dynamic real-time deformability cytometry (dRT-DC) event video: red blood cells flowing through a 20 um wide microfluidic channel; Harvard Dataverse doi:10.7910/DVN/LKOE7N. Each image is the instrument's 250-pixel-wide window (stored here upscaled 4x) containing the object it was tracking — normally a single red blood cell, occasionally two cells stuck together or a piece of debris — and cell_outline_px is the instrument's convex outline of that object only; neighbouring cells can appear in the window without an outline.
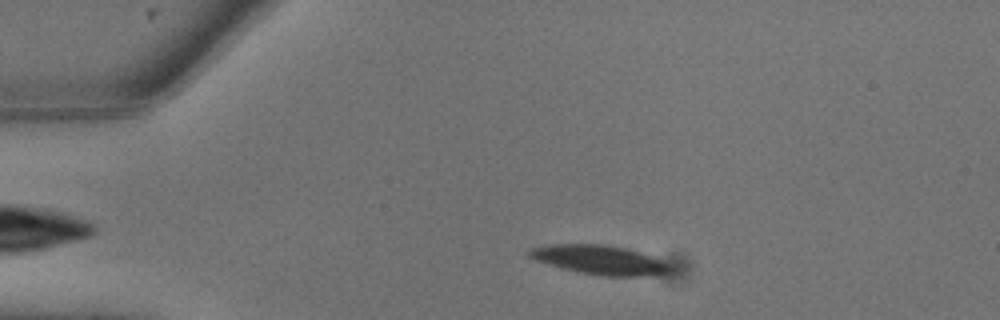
{"species": "common noctule bat (a hibernating species)", "species_latin": "Nyctalus noctula", "temperature_condition": "warm", "stored_images_in_passage": 8, "camera_frame_rate_fps": 3000, "um_per_image_px": 0.085, "animal": {"sex": "male", "body_mass_g": 13.3}, "frame": {"image": 1, "passage_image": 4, "time_ms": 1.0, "image_size_px": [1000, 320], "cell_outline_px": [[676, 272], [644, 276], [604, 276], [580, 272], [548, 264], [536, 260], [528, 256], [528, 252], [532, 248], [552, 244], [604, 244], [628, 248], [652, 256], [672, 264], [676, 268]], "centroid_in_image_um": [51.1, 22.09], "position_along_channel_um": 33.9, "area_um2": 24.16}}
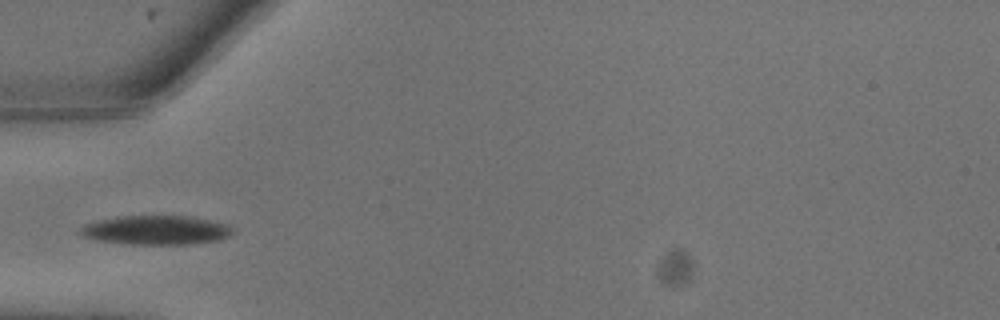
{"frame": {"image": 2, "passage_image": 7, "time_ms": 2.0, "image_size_px": [1000, 320], "cell_outline_px": [[236, 228], [228, 236], [220, 240], [188, 244], [124, 244], [92, 240], [80, 236], [76, 232], [84, 224], [116, 216], [188, 216], [228, 224]], "centroid_in_image_um": [13.2, 19.57], "position_along_channel_um": 71.8, "area_um2": 26.24}}